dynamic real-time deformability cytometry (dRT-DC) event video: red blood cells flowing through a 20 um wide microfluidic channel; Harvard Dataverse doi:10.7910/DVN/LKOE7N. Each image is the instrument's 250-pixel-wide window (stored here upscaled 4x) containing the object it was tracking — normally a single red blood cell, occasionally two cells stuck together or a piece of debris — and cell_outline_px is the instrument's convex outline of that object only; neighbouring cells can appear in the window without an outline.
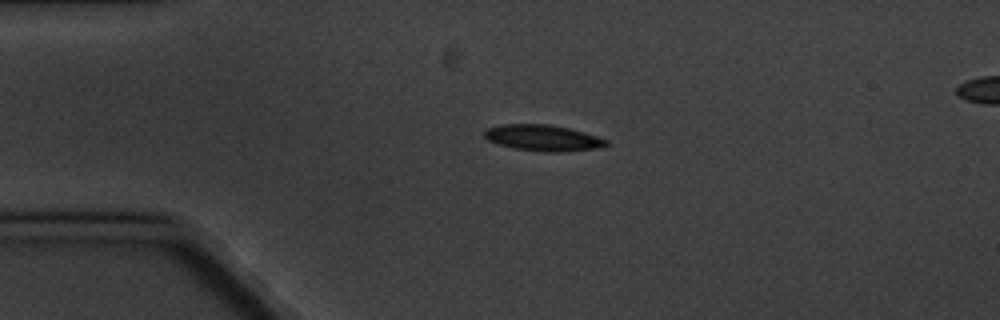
{"species": "common noctule bat (a hibernating species)", "species_latin": "Nyctalus noctula", "temperature_condition": "cold", "stored_images_in_passage": 4, "segment_of_instrument_passage": [1, 2], "camera_frame_rate_fps": 3000, "um_per_image_px": 0.085, "animal": {"sex": "male", "body_mass_g": 20.1, "forearm_length_mm": 53.5}, "frame": {"image": 1, "passage_image": 2, "time_ms": 1.0, "image_size_px": [1000, 320], "cell_outline_px": [[608, 144], [600, 148], [560, 152], [544, 152], [512, 148], [488, 140], [484, 136], [484, 132], [488, 128], [500, 124], [548, 124], [568, 128], [584, 132], [608, 140]], "centroid_in_image_um": [46.16, 11.72], "position_along_channel_um": 38.8, "area_um2": 18.5}}